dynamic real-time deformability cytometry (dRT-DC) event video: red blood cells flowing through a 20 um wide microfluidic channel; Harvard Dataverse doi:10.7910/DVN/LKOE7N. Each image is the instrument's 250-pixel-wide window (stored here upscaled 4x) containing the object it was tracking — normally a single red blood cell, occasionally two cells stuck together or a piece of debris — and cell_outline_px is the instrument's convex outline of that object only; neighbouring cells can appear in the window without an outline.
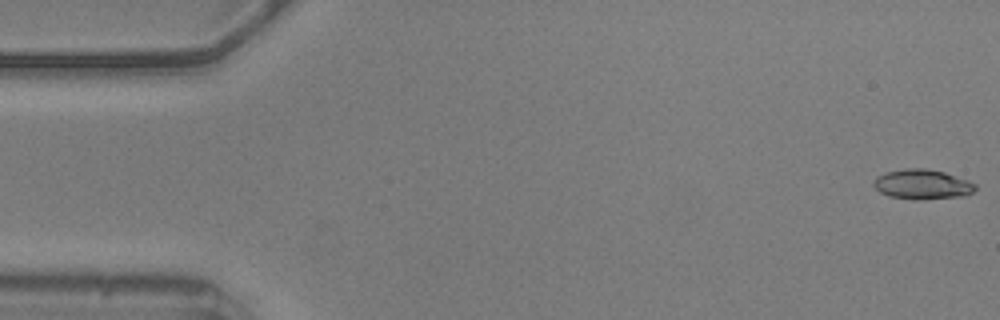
{"species": "common noctule bat (a hibernating species)", "species_latin": "Nyctalus noctula", "temperature_condition": "warm", "stored_images_in_passage": 51, "camera_frame_rate_fps": 3000, "um_per_image_px": 0.085, "animal": {"sex": "male", "body_mass_g": 20.5, "forearm_length_mm": 52.5}, "frame": {"image": 1, "passage_image": 1, "time_ms": 0.0, "image_size_px": [1000, 320], "cell_outline_px": [[976, 188], [972, 192], [964, 196], [920, 200], [916, 200], [888, 196], [880, 192], [872, 184], [876, 176], [884, 172], [904, 168], [924, 168], [944, 172], [968, 180], [976, 184]], "centroid_in_image_um": [78.37, 15.67], "position_along_channel_um": 6.6, "area_um2": 17.86}}
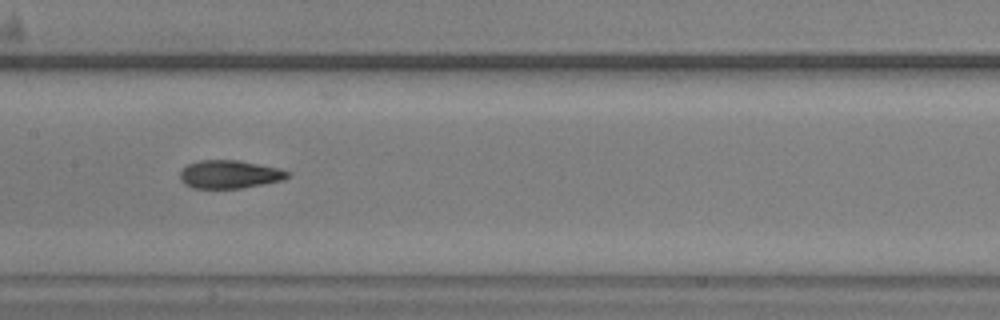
{"frame": {"image": 2, "passage_image": 27, "time_ms": 8.667, "image_size_px": [1000, 320], "cell_outline_px": [[292, 176], [284, 180], [244, 188], [192, 188], [184, 184], [180, 180], [180, 172], [188, 164], [200, 160], [240, 160], [280, 168], [292, 172]], "centroid_in_image_um": [19.58, 14.82], "position_along_channel_um": 187.8, "area_um2": 17.98}}
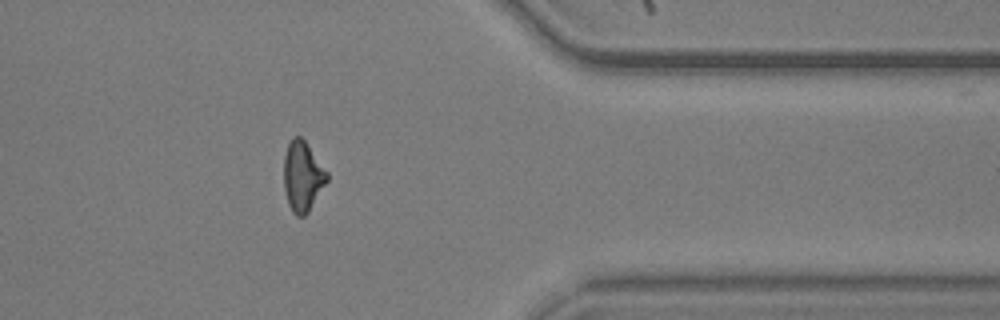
{"frame": {"image": 3, "passage_image": 45, "time_ms": 14.667, "image_size_px": [1000, 320], "cell_outline_px": [[328, 180], [308, 212], [304, 216], [296, 216], [292, 212], [288, 204], [284, 188], [284, 156], [288, 144], [292, 136], [300, 136], [304, 140], [328, 172]], "centroid_in_image_um": [25.71, 14.99], "position_along_channel_um": 385.7, "area_um2": 17.57}}